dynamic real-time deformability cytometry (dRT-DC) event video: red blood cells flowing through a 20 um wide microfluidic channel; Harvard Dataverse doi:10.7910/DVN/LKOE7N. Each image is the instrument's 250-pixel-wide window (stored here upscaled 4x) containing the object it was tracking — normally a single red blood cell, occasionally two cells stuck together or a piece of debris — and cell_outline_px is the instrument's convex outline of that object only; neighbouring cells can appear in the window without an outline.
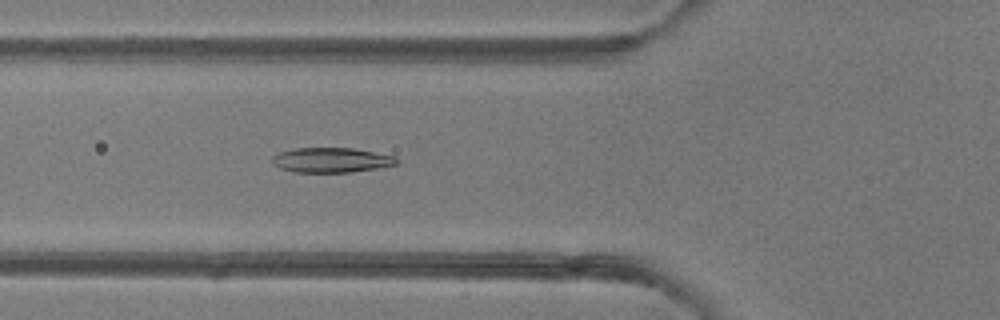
{"species": "common noctule bat (a hibernating species)", "species_latin": "Nyctalus noctula", "temperature_condition": "room temperature", "stored_images_in_passage": 49, "camera_frame_rate_fps": 3000, "um_per_image_px": 0.085, "animal": {"sex": "female"}, "frame": {"image": 1, "passage_image": 18, "time_ms": 5.667, "image_size_px": [1000, 320], "cell_outline_px": [[400, 160], [396, 164], [376, 168], [352, 172], [296, 172], [280, 168], [272, 164], [272, 156], [280, 152], [296, 148], [352, 148], [396, 156]], "centroid_in_image_um": [28.16, 13.6], "position_along_channel_um": 97.6, "area_um2": 17.98}}
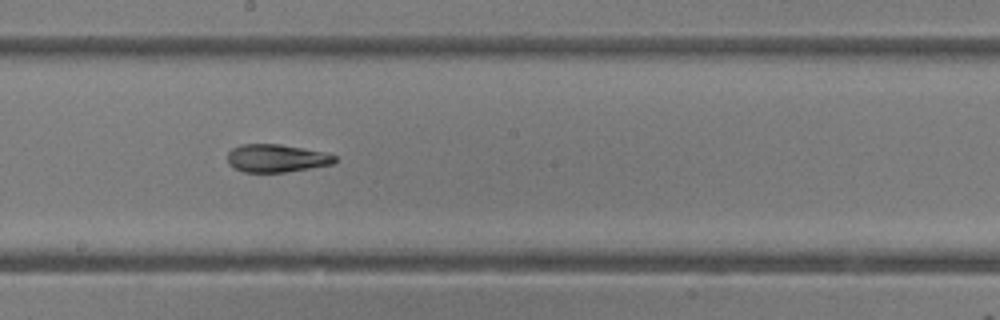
{"frame": {"image": 2, "passage_image": 27, "time_ms": 8.667, "image_size_px": [1000, 320], "cell_outline_px": [[336, 160], [332, 164], [284, 172], [244, 172], [232, 168], [228, 164], [228, 152], [232, 148], [240, 144], [280, 144], [328, 152], [336, 156]], "centroid_in_image_um": [23.48, 13.44], "position_along_channel_um": 224.7, "area_um2": 17.57}}
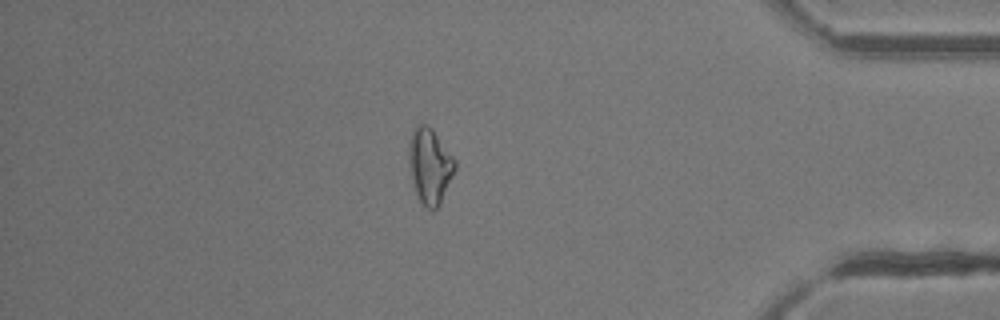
{"frame": {"image": 3, "passage_image": 42, "time_ms": 13.667, "image_size_px": [1000, 320], "cell_outline_px": [[456, 168], [440, 204], [432, 212], [416, 196], [412, 184], [408, 156], [408, 148], [412, 132], [416, 124], [428, 124], [432, 128], [456, 160]], "centroid_in_image_um": [36.53, 14.09], "position_along_channel_um": 398.7, "area_um2": 20.4}, "authors_computed_cell_mechanics": {"area_um2": 19.363, "velocity_mm_per_s": 4.2053, "shape_relaxation_time_tau1_ms": 4.267, "shape_relaxation_time_tau2_ms": 2.2859, "deformation_change_tau1": 0.1405, "deformation_change_tau2": 0.0917}}